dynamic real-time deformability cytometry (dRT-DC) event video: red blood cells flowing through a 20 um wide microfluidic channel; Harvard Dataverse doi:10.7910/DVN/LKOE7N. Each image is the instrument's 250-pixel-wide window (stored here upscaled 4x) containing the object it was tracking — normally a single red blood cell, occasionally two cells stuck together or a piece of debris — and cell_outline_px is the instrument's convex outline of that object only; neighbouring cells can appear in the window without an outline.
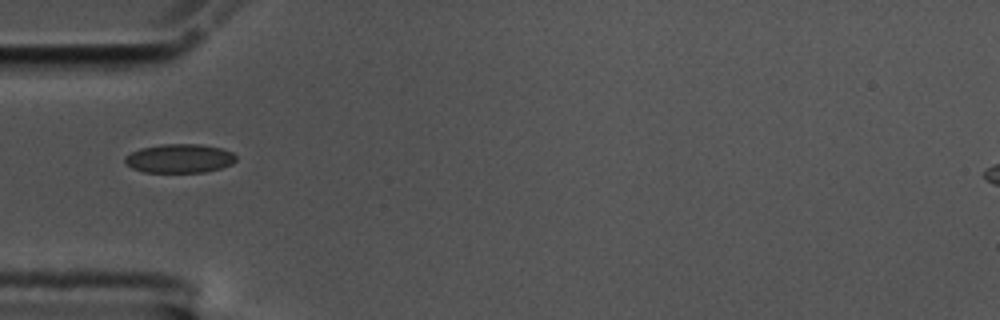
{"species": "common noctule bat (a hibernating species)", "species_latin": "Nyctalus noctula", "temperature_condition": "cold", "stored_images_in_passage": 40, "camera_frame_rate_fps": 3000, "um_per_image_px": 0.085, "animal": {"sex": "male", "body_mass_g": 17.5, "forearm_length_mm": 52.3}, "frame": {"image": 1, "passage_image": 1, "time_ms": 0.0, "image_size_px": [1000, 320], "cell_outline_px": [[236, 160], [232, 164], [220, 168], [204, 172], [144, 172], [132, 168], [124, 160], [124, 156], [140, 148], [160, 144], [200, 144], [220, 148], [232, 152], [236, 156]], "centroid_in_image_um": [15.25, 13.46], "position_along_channel_um": 69.7, "area_um2": 18.67}}
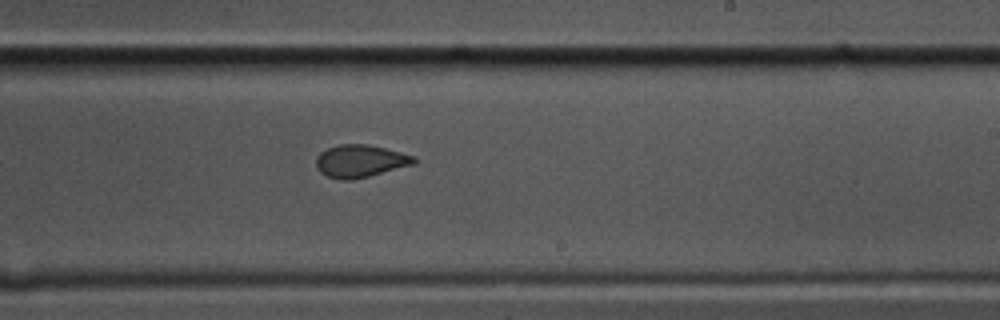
{"frame": {"image": 2, "passage_image": 17, "time_ms": 5.333, "image_size_px": [1000, 320], "cell_outline_px": [[416, 164], [352, 180], [340, 180], [328, 176], [320, 172], [316, 168], [316, 156], [320, 152], [328, 148], [340, 144], [368, 144], [416, 156]], "centroid_in_image_um": [30.62, 13.69], "position_along_channel_um": 258.4, "area_um2": 18.61}}
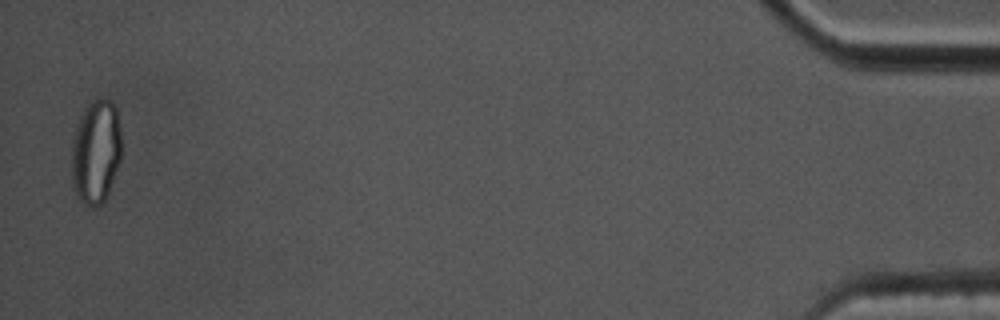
{"frame": {"image": 3, "passage_image": 39, "time_ms": 12.667, "image_size_px": [1000, 320], "cell_outline_px": [[120, 160], [108, 192], [104, 200], [100, 204], [92, 208], [84, 204], [80, 200], [72, 184], [72, 140], [80, 116], [84, 108], [92, 100], [108, 100], [116, 108], [120, 128]], "centroid_in_image_um": [8.13, 12.91], "position_along_channel_um": 427.1, "area_um2": 29.88}, "authors_computed_cell_mechanics": {"area_um2": 18.9584, "velocity_mm_per_s": 3.5353, "shape_relaxation_time_tau1_ms": null, "shape_relaxation_time_tau2_ms": 1.9518, "deformation_change_tau1": null, "deformation_change_tau2": 0.0308}}